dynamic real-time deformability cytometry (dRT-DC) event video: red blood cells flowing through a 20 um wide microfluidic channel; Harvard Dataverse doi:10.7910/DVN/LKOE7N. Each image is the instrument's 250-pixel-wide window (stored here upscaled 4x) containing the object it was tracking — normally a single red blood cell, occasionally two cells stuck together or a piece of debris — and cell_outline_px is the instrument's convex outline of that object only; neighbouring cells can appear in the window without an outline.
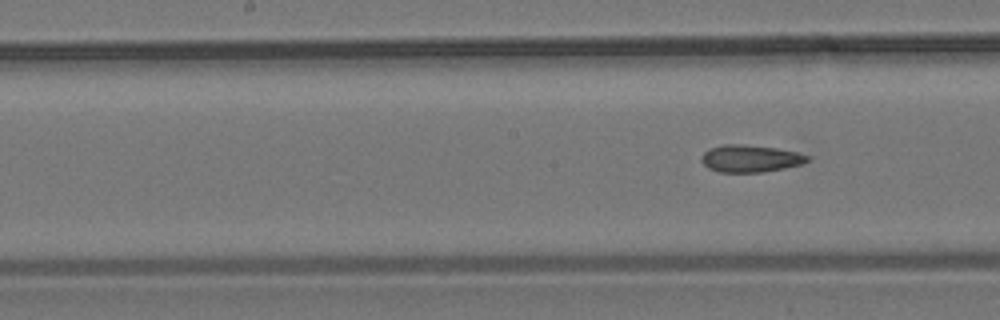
{"species": "common noctule bat (a hibernating species)", "species_latin": "Nyctalus noctula", "temperature_condition": "room temperature", "stored_images_in_passage": 8, "camera_frame_rate_fps": 3000, "um_per_image_px": 0.085, "animal": {"sex": "male", "body_mass_g": 19.2, "forearm_length_mm": 51.8}, "frame": {"image": 1, "passage_image": 8, "time_ms": 9.667, "image_size_px": [1000, 320], "cell_outline_px": [[812, 156], [808, 160], [800, 164], [784, 168], [764, 172], [720, 172], [708, 168], [700, 160], [700, 156], [708, 148], [724, 144], [744, 144], [776, 148], [796, 152]], "centroid_in_image_um": [63.74, 13.47], "position_along_channel_um": 184.5, "area_um2": 16.88}}